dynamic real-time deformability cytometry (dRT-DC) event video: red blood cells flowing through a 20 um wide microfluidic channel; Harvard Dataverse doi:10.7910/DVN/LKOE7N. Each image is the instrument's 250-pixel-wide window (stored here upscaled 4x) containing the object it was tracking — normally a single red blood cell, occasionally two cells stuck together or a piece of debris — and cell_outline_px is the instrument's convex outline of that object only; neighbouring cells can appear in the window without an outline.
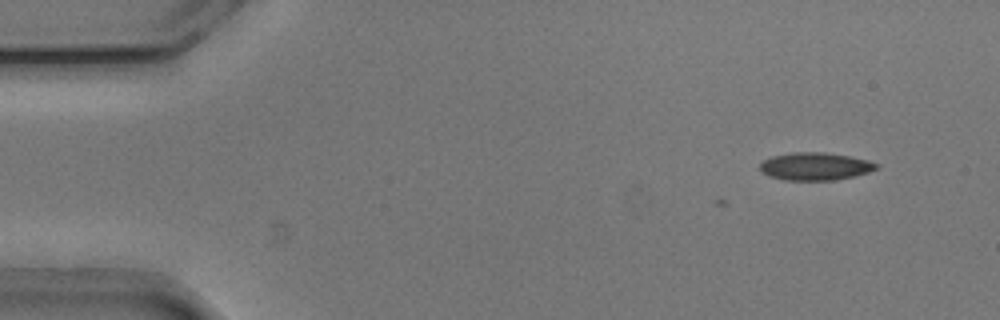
{"species": "common noctule bat (a hibernating species)", "species_latin": "Nyctalus noctula", "temperature_condition": "cold", "stored_images_in_passage": 2, "camera_frame_rate_fps": 3000, "um_per_image_px": 0.085, "animal": {"sex": "male", "body_mass_g": 20.5, "forearm_length_mm": 52.5}, "frame": {"image": 1, "passage_image": 2, "time_ms": 0.333, "image_size_px": [1000, 320], "cell_outline_px": [[880, 168], [868, 172], [852, 176], [832, 180], [784, 180], [768, 176], [760, 168], [760, 164], [764, 160], [772, 156], [792, 152], [824, 152], [848, 156], [868, 160], [880, 164]], "centroid_in_image_um": [69.31, 14.13], "position_along_channel_um": 15.7, "area_um2": 18.73}}